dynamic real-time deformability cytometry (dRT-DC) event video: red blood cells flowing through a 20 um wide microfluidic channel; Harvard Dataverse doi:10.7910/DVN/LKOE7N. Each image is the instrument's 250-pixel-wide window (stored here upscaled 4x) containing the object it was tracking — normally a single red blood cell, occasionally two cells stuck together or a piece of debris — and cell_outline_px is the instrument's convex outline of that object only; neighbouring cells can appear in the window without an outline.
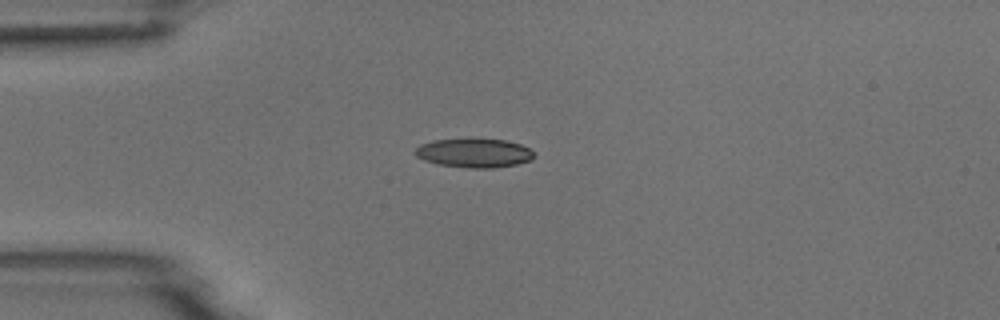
{"species": "common noctule bat (a hibernating species)", "species_latin": "Nyctalus noctula", "temperature_condition": "room temperature", "stored_images_in_passage": 2, "camera_frame_rate_fps": 3000, "um_per_image_px": 0.085, "animal": {"sex": "male", "body_mass_g": 18.8}, "frame": {"image": 1, "passage_image": 1, "time_ms": 0.0, "image_size_px": [1000, 320], "cell_outline_px": [[536, 156], [532, 160], [516, 164], [496, 168], [468, 168], [436, 164], [424, 160], [416, 156], [416, 148], [420, 144], [432, 140], [504, 140], [520, 144], [528, 148]], "centroid_in_image_um": [40.31, 13.03], "position_along_channel_um": 44.7, "area_um2": 19.83}}
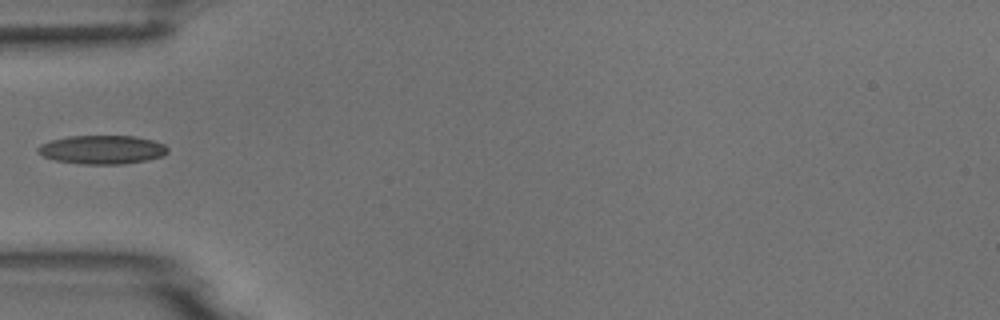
{"frame": {"image": 2, "passage_image": 2, "time_ms": 1.333, "image_size_px": [1000, 320], "cell_outline_px": [[168, 152], [164, 156], [148, 160], [124, 164], [80, 164], [56, 160], [44, 156], [36, 152], [36, 148], [40, 144], [52, 140], [68, 136], [136, 136], [152, 140], [164, 144], [168, 148]], "centroid_in_image_um": [8.7, 12.72], "position_along_channel_um": 76.3, "area_um2": 21.85}}